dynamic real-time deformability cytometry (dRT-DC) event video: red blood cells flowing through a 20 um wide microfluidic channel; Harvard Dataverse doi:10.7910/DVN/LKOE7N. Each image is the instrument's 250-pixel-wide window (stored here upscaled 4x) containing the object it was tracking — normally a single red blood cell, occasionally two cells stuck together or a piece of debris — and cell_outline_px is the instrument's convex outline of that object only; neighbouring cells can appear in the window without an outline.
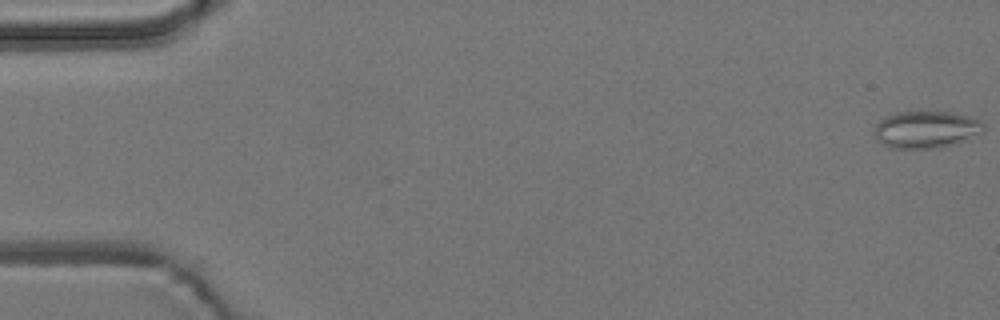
{"species": "common noctule bat (a hibernating species)", "species_latin": "Nyctalus noctula", "temperature_condition": "room temperature", "stored_images_in_passage": 4, "camera_frame_rate_fps": 3000, "um_per_image_px": 0.085, "animal": {"sex": "male", "body_mass_g": 19.2, "forearm_length_mm": 51.8}, "frame": {"image": 1, "passage_image": 1, "time_ms": 0.0, "image_size_px": [1000, 320], "cell_outline_px": [[984, 132], [952, 144], [936, 148], [888, 148], [880, 144], [876, 140], [876, 124], [880, 120], [896, 112], [920, 108], [952, 112], [972, 116], [980, 120], [984, 124]], "centroid_in_image_um": [78.71, 10.95], "position_along_channel_um": 6.3, "area_um2": 24.39}}